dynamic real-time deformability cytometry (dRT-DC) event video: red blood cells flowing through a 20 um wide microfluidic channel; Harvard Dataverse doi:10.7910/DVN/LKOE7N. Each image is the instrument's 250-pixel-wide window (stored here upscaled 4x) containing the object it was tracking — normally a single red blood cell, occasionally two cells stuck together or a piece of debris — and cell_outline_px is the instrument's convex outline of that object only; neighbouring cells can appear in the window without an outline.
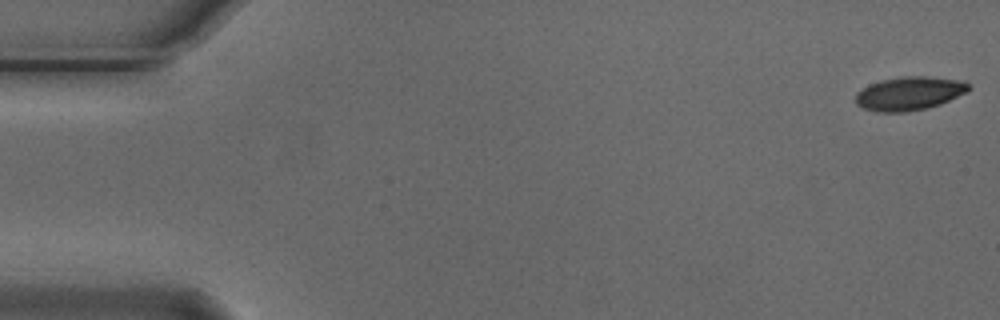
{"species": "Egyptian fruit bat (a non-hibernating species)", "species_latin": "Rousettus aegyptiacus", "temperature_condition": "cold", "stored_images_in_passage": 5, "camera_frame_rate_fps": 3000, "um_per_image_px": 0.085, "animal": {"sex": "male"}, "frame": {"image": 1, "passage_image": 1, "time_ms": 0.0, "image_size_px": [1000, 320], "cell_outline_px": [[972, 88], [968, 92], [940, 104], [924, 108], [904, 112], [876, 112], [864, 108], [856, 104], [856, 92], [868, 84], [880, 80], [900, 76], [924, 76], [964, 80]], "centroid_in_image_um": [77.29, 7.93], "position_along_channel_um": 7.7, "area_um2": 22.31}}
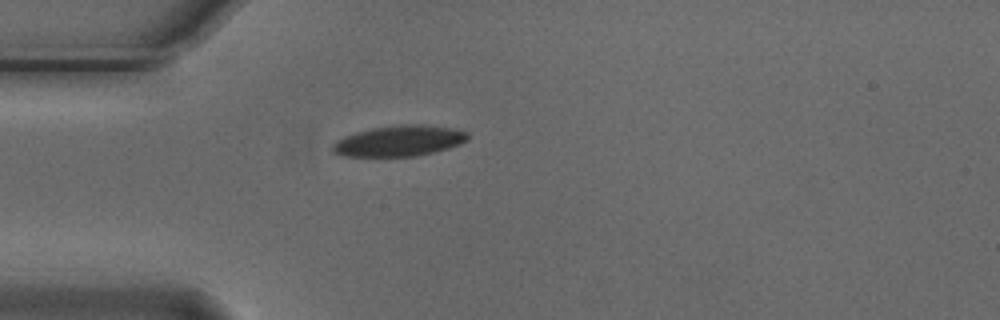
{"frame": {"image": 2, "passage_image": 5, "time_ms": 1.333, "image_size_px": [1000, 320], "cell_outline_px": [[468, 140], [460, 144], [448, 148], [416, 156], [340, 156], [332, 152], [332, 144], [336, 140], [344, 136], [356, 132], [372, 128], [400, 124], [424, 124], [448, 128], [468, 132]], "centroid_in_image_um": [33.89, 11.97], "position_along_channel_um": 51.1, "area_um2": 24.22}}